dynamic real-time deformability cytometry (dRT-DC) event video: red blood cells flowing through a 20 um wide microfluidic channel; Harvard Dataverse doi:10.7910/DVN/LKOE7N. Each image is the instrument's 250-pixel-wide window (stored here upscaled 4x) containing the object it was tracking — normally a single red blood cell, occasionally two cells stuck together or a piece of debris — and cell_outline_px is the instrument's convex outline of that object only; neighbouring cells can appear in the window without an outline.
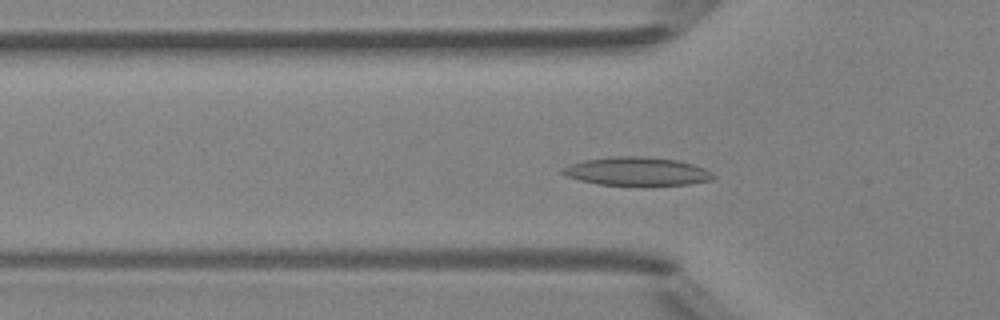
{"species": "Egyptian fruit bat (a non-hibernating species)", "species_latin": "Rousettus aegyptiacus", "temperature_condition": "room temperature", "stored_images_in_passage": 33, "camera_frame_rate_fps": 3000, "um_per_image_px": 0.085, "animal": {"sex": "female"}, "frame": {"image": 1, "passage_image": 6, "time_ms": 1.667, "image_size_px": [1000, 320], "cell_outline_px": [[716, 176], [712, 180], [692, 184], [648, 188], [640, 188], [596, 184], [580, 180], [568, 176], [560, 172], [560, 168], [584, 160], [612, 156], [640, 156], [680, 160], [704, 168], [712, 172]], "centroid_in_image_um": [54.19, 14.62], "position_along_channel_um": 71.6, "area_um2": 26.18}}
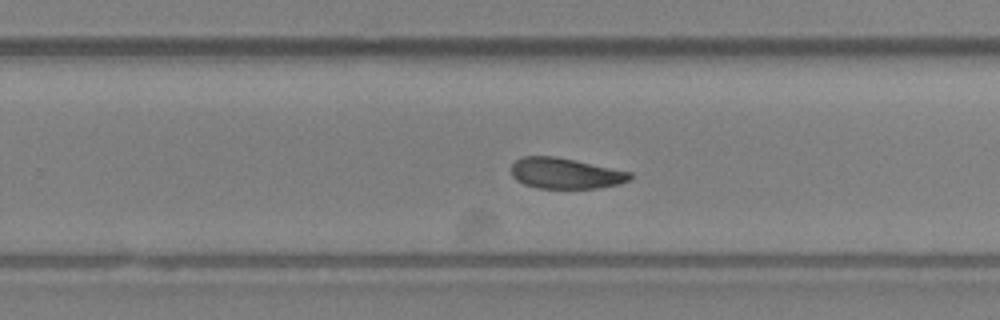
{"frame": {"image": 2, "passage_image": 21, "time_ms": 6.667, "image_size_px": [1000, 320], "cell_outline_px": [[632, 176], [628, 180], [620, 184], [596, 188], [536, 188], [524, 184], [516, 180], [512, 176], [512, 164], [516, 160], [524, 156], [556, 156], [576, 160], [632, 172]], "centroid_in_image_um": [48.06, 14.73], "position_along_channel_um": 281.7, "area_um2": 21.33}}
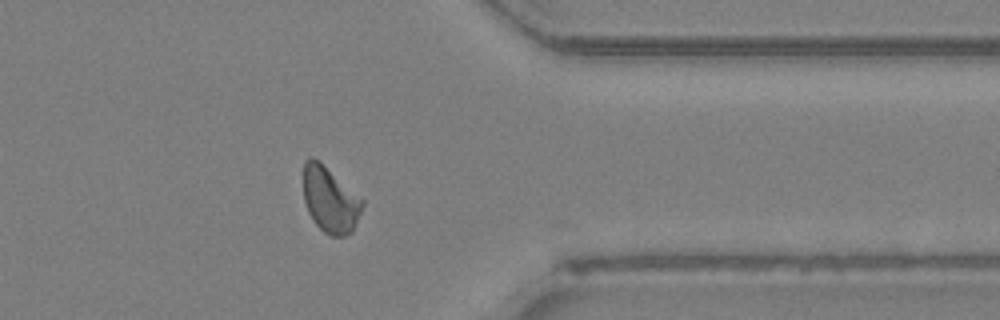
{"frame": {"image": 3, "passage_image": 29, "time_ms": 9.333, "image_size_px": [1000, 320], "cell_outline_px": [[364, 204], [352, 232], [344, 236], [332, 236], [324, 232], [312, 220], [308, 212], [304, 200], [304, 160], [312, 156], [320, 160], [364, 200]], "centroid_in_image_um": [28.05, 16.95], "position_along_channel_um": 383.3, "area_um2": 22.72}, "authors_computed_cell_mechanics": {"area_um2": 22.7154, "velocity_mm_per_s": 4.201, "shape_relaxation_time_tau1_ms": 8.8102, "shape_relaxation_time_tau2_ms": 7.8818, "deformation_change_tau1": 0.1712, "deformation_change_tau2": 0.1724}}